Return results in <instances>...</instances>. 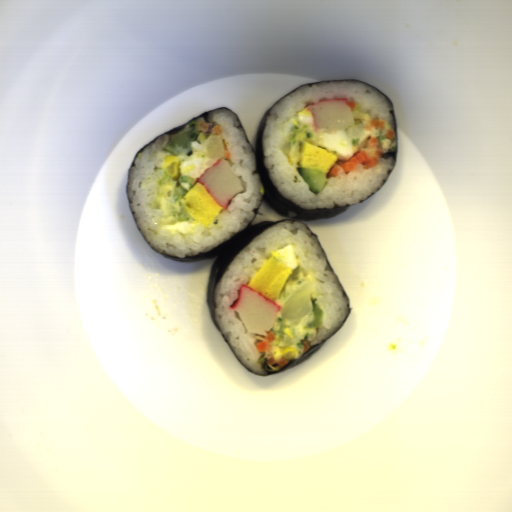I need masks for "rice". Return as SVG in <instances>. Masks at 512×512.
Segmentation results:
<instances>
[{
    "mask_svg": "<svg viewBox=\"0 0 512 512\" xmlns=\"http://www.w3.org/2000/svg\"><path fill=\"white\" fill-rule=\"evenodd\" d=\"M200 120L217 124L227 141L230 154L228 161L242 182L243 191L235 195L226 209L211 221L208 227L194 238H183L169 233L160 226L161 211L152 208L157 182L165 173L162 166L165 157L173 155L162 151L171 136L190 129L184 126L172 135H163L144 148L134 159L135 167L128 174L127 192L130 212L136 226L148 245L157 253H165L175 258H185L208 253L221 243L248 227L255 217L252 211L258 209L264 195L263 185L256 170L257 160L252 146L234 113L219 109L200 117Z\"/></svg>",
    "mask_w": 512,
    "mask_h": 512,
    "instance_id": "1",
    "label": "rice"
},
{
    "mask_svg": "<svg viewBox=\"0 0 512 512\" xmlns=\"http://www.w3.org/2000/svg\"><path fill=\"white\" fill-rule=\"evenodd\" d=\"M285 245H292L305 270L314 275L312 299L323 310L321 326L315 328L309 347L322 343L340 329L349 312L347 295L337 279L315 234L307 224L284 221L271 226L253 238L232 260L216 289L215 320L242 364L258 374H268L260 360L271 358V348L259 352L256 343L265 335L250 334L240 318L230 308L239 299L241 284L247 286L265 262Z\"/></svg>",
    "mask_w": 512,
    "mask_h": 512,
    "instance_id": "2",
    "label": "rice"
},
{
    "mask_svg": "<svg viewBox=\"0 0 512 512\" xmlns=\"http://www.w3.org/2000/svg\"><path fill=\"white\" fill-rule=\"evenodd\" d=\"M348 98L359 104L362 112L368 113L372 120L384 121L379 133L385 134L393 130L390 110L391 103L387 98L359 81H326L301 86L276 105H274L265 121L262 148L263 165L269 172V179L283 198L304 210L332 209L354 206L368 199L376 190L384 185L389 173L393 170L394 157L381 158L372 168H362L359 163L349 173L339 170L337 175L328 178L319 193H313L308 183L300 175L298 169L290 165L282 147L287 146V137H283L284 123L294 115L319 103L322 100Z\"/></svg>",
    "mask_w": 512,
    "mask_h": 512,
    "instance_id": "3",
    "label": "rice"
}]
</instances>
